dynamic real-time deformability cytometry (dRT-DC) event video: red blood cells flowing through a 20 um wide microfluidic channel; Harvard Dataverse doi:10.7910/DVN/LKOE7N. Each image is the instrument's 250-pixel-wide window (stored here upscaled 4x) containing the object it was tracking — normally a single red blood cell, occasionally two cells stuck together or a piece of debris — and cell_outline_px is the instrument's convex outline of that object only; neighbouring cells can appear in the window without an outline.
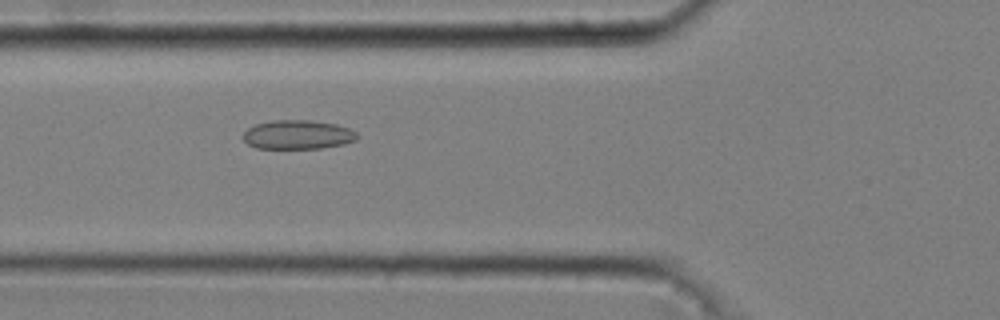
{"species": "common noctule bat (a hibernating species)", "species_latin": "Nyctalus noctula", "temperature_condition": "cold", "stored_images_in_passage": 39, "camera_frame_rate_fps": 3000, "um_per_image_px": 0.085, "animal": {"sex": "male", "body_mass_g": 20.4}, "frame": {"image": 1, "passage_image": 11, "time_ms": 3.333, "image_size_px": [1000, 320], "cell_outline_px": [[360, 136], [356, 140], [344, 144], [320, 148], [256, 148], [248, 144], [244, 140], [244, 132], [248, 128], [256, 124], [272, 120], [308, 120], [336, 124], [348, 128], [356, 132]], "centroid_in_image_um": [25.33, 11.44], "position_along_channel_um": 100.5, "area_um2": 19.25}}
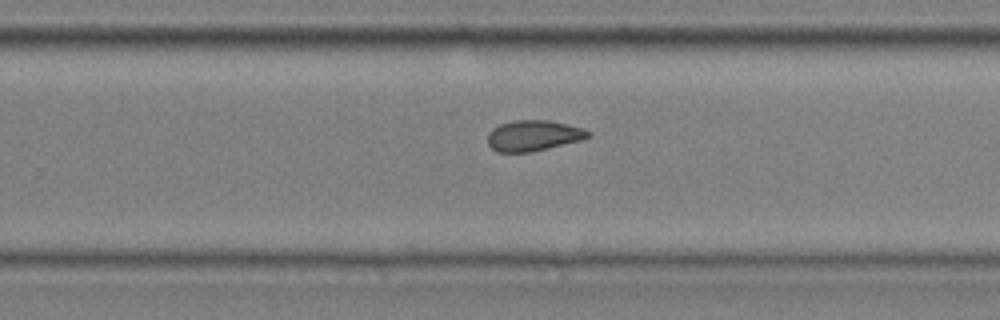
{"frame": {"image": 2, "passage_image": 26, "time_ms": 8.333, "image_size_px": [1000, 320], "cell_outline_px": [[592, 136], [584, 140], [532, 152], [496, 152], [488, 144], [488, 132], [492, 128], [500, 124], [512, 120], [548, 120], [580, 128], [592, 132]], "centroid_in_image_um": [45.34, 11.53], "position_along_channel_um": 284.5, "area_um2": 18.15}}
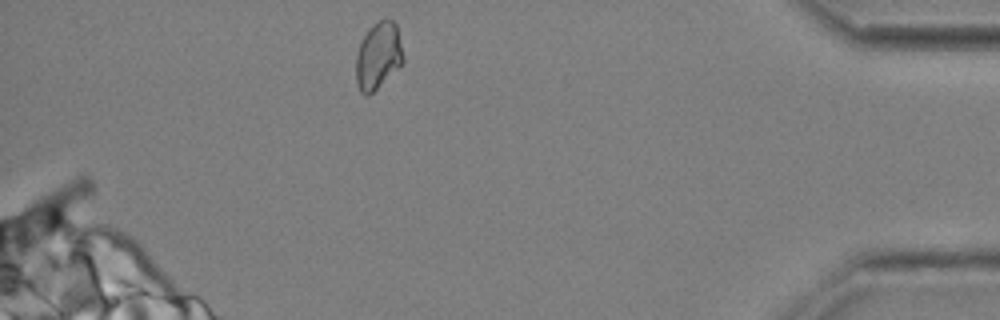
{"frame": {"image": 3, "passage_image": 39, "time_ms": 12.667, "image_size_px": [1000, 320], "cell_outline_px": [[404, 64], [368, 96], [364, 96], [360, 92], [356, 84], [356, 56], [360, 44], [368, 28], [380, 20], [392, 20], [396, 24], [404, 56]], "centroid_in_image_um": [32.16, 4.78], "position_along_channel_um": 403.0, "area_um2": 18.55}, "authors_computed_cell_mechanics": {"area_um2": 18.5538, "velocity_mm_per_s": 3.6771, "shape_relaxation_time_tau1_ms": 8.2523, "shape_relaxation_time_tau2_ms": 2.1877, "deformation_change_tau1": 0.1107, "deformation_change_tau2": 0.0815}}